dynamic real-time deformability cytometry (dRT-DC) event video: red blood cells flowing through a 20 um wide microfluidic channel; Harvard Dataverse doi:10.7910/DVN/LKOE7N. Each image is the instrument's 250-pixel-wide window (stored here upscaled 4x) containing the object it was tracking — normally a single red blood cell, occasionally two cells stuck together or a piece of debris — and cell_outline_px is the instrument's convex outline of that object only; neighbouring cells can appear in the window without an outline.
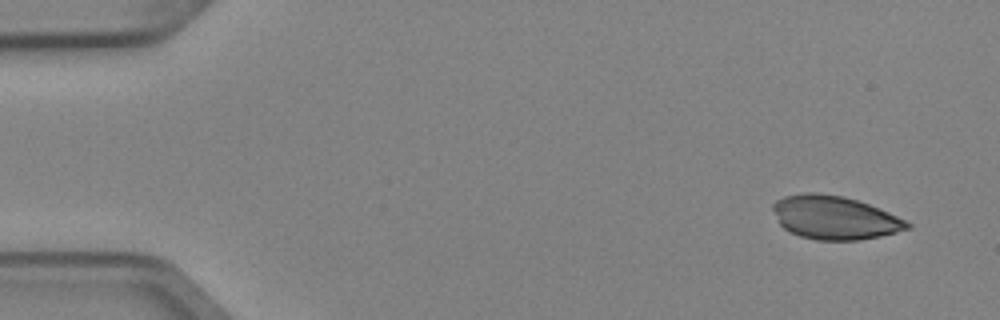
{"species": "Egyptian fruit bat (a non-hibernating species)", "species_latin": "Rousettus aegyptiacus", "temperature_condition": "cold", "stored_images_in_passage": 3, "camera_frame_rate_fps": 3000, "um_per_image_px": 0.085, "animal": {"sex": "female"}, "frame": {"image": 1, "passage_image": 1, "time_ms": 0.0, "image_size_px": [1000, 320], "cell_outline_px": [[912, 228], [880, 236], [860, 240], [816, 240], [800, 236], [784, 228], [780, 224], [772, 208], [772, 204], [776, 200], [784, 196], [804, 192], [816, 192], [844, 196], [868, 204], [888, 212], [912, 224]], "centroid_in_image_um": [70.93, 18.49], "position_along_channel_um": 14.1, "area_um2": 33.93}}